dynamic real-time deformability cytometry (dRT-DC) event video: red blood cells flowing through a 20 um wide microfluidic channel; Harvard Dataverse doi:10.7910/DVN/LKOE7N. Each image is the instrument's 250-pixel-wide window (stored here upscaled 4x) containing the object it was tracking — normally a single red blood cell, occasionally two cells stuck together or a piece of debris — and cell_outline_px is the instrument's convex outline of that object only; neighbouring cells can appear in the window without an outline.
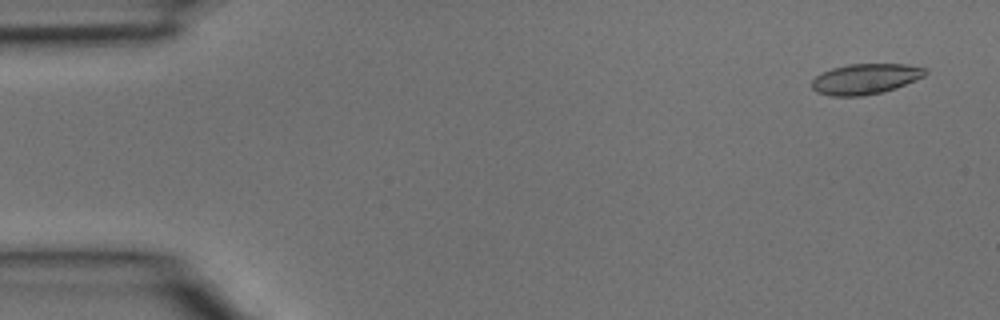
{"species": "common noctule bat (a hibernating species)", "species_latin": "Nyctalus noctula", "temperature_condition": "room temperature", "stored_images_in_passage": 7, "camera_frame_rate_fps": 3000, "um_per_image_px": 0.085, "animal": {"sex": "male", "body_mass_g": 15.6}, "frame": {"image": 1, "passage_image": 2, "time_ms": 0.333, "image_size_px": [1000, 320], "cell_outline_px": [[928, 72], [924, 76], [896, 88], [884, 92], [860, 96], [828, 96], [816, 92], [812, 88], [812, 80], [816, 76], [832, 68], [848, 64], [908, 64], [928, 68]], "centroid_in_image_um": [73.57, 6.71], "position_along_channel_um": 11.4, "area_um2": 20.29}}